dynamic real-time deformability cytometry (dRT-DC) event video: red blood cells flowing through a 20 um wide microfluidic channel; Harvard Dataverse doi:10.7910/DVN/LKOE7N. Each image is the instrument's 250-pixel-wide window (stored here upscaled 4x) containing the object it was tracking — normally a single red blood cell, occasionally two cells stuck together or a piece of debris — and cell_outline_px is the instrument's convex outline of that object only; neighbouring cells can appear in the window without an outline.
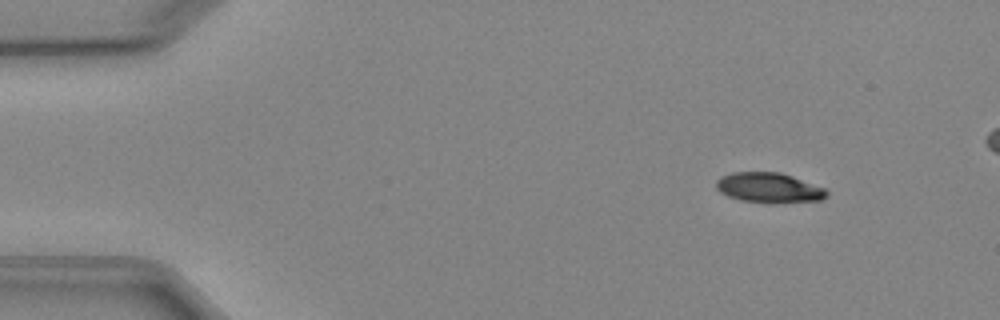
{"species": "Egyptian fruit bat (a non-hibernating species)", "species_latin": "Rousettus aegyptiacus", "temperature_condition": "cold", "stored_images_in_passage": 5, "camera_frame_rate_fps": 3000, "um_per_image_px": 0.085, "animal": {"sex": "female"}, "frame": {"image": 1, "passage_image": 1, "time_ms": 0.0, "image_size_px": [1000, 320], "cell_outline_px": [[828, 196], [820, 200], [740, 200], [728, 196], [720, 192], [716, 188], [716, 180], [720, 176], [732, 172], [780, 172], [792, 176], [824, 188], [828, 192]], "centroid_in_image_um": [65.29, 15.89], "position_along_channel_um": 19.7, "area_um2": 18.38}}
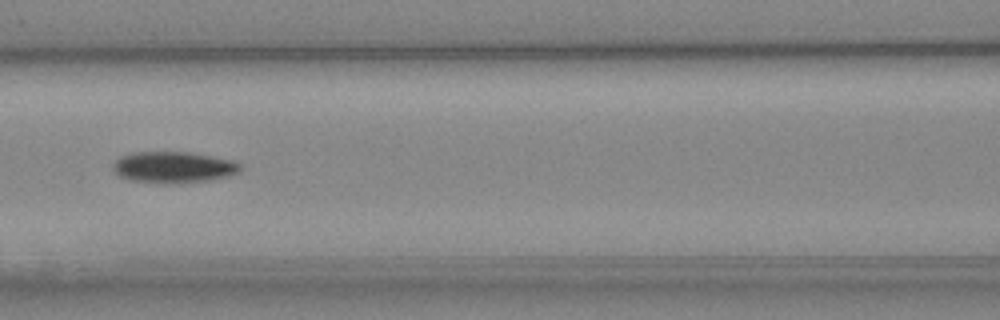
{"frame": {"image": 2, "passage_image": 5, "time_ms": 5.667, "image_size_px": [1000, 320], "cell_outline_px": [[240, 168], [236, 172], [224, 176], [208, 180], [180, 184], [164, 184], [128, 180], [120, 176], [112, 168], [112, 164], [120, 156], [132, 152], [188, 152], [232, 160], [240, 164]], "centroid_in_image_um": [14.66, 14.22], "position_along_channel_um": 151.9, "area_um2": 23.18}}